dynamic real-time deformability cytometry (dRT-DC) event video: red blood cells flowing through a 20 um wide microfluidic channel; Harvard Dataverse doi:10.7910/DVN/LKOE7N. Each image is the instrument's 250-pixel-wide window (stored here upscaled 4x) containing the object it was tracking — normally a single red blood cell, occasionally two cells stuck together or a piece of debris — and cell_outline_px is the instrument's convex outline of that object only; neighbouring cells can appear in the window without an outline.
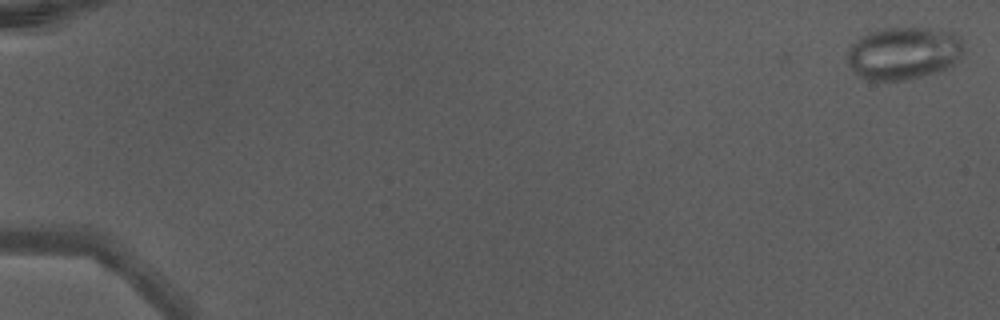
{"species": "Egyptian fruit bat (a non-hibernating species)", "species_latin": "Rousettus aegyptiacus", "temperature_condition": "warm", "stored_images_in_passage": 49, "camera_frame_rate_fps": 3000, "um_per_image_px": 0.085, "animal": {"sex": "male"}, "frame": {"image": 1, "passage_image": 1, "time_ms": 0.0, "image_size_px": [1000, 320], "cell_outline_px": [[964, 52], [948, 68], [936, 72], [904, 80], [868, 80], [860, 76], [844, 60], [848, 48], [856, 40], [868, 32], [888, 28], [928, 28], [956, 32], [964, 40]], "centroid_in_image_um": [76.82, 4.5], "position_along_channel_um": 8.2, "area_um2": 35.95}}